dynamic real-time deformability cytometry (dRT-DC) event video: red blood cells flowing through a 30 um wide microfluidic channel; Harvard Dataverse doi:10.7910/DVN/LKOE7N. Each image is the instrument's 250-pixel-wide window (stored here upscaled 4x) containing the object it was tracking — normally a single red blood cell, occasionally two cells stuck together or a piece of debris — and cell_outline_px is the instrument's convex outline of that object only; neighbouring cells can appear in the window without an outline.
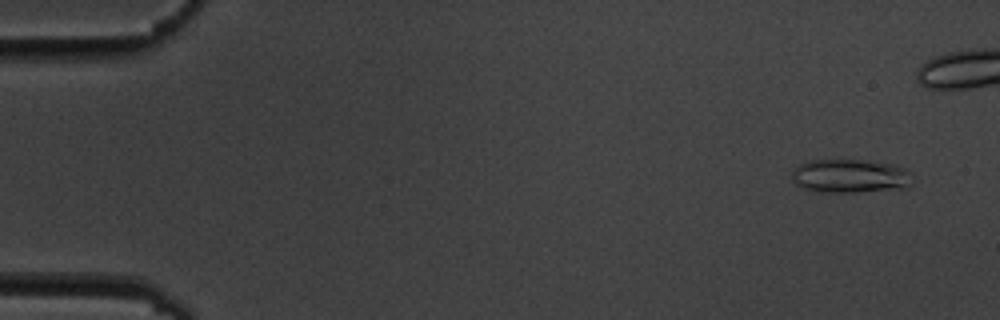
{"species": "common noctule bat (a hibernating species)", "species_latin": "Nyctalus noctula", "temperature_condition": "cold", "stored_images_in_passage": 7, "camera_frame_rate_fps": 3000, "um_per_image_px": 0.085, "animal": {"sex": "male", "body_mass_g": 19.5, "forearm_length_mm": 54.6}, "frame": {"image": 1, "passage_image": 1, "time_ms": 0.0, "image_size_px": [1000, 320], "cell_outline_px": [[912, 184], [908, 188], [856, 192], [820, 192], [804, 188], [796, 184], [792, 180], [792, 168], [800, 164], [812, 160], [868, 160], [896, 164], [912, 172]], "centroid_in_image_um": [72.32, 14.96], "position_along_channel_um": 12.7, "area_um2": 24.1}}
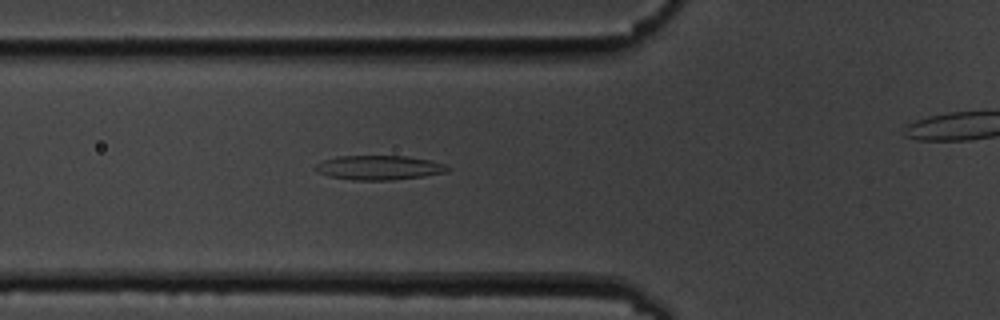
{"frame": {"image": 2, "passage_image": 6, "time_ms": 5.667, "image_size_px": [1000, 320], "cell_outline_px": [[448, 172], [424, 176], [392, 180], [352, 180], [328, 176], [320, 172], [316, 168], [316, 164], [324, 160], [336, 156], [408, 156], [432, 160], [444, 164], [448, 168]], "centroid_in_image_um": [32.25, 14.25], "position_along_channel_um": 93.6, "area_um2": 18.73}}